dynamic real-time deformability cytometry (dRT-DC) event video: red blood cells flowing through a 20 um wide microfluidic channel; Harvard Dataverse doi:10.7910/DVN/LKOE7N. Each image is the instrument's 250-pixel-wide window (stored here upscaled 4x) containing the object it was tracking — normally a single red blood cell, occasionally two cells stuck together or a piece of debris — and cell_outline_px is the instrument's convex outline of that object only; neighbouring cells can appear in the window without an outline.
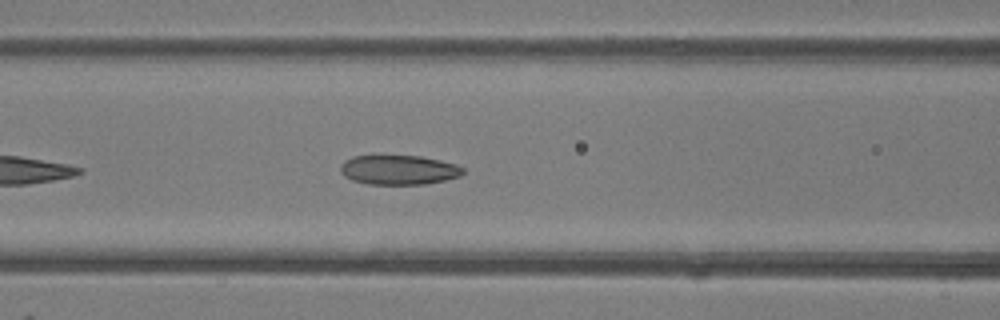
{"species": "common noctule bat (a hibernating species)", "species_latin": "Nyctalus noctula", "temperature_condition": "room temperature", "stored_images_in_passage": 11, "camera_frame_rate_fps": 3000, "um_per_image_px": 0.085, "animal": {"sex": "female"}, "frame": {"image": 1, "passage_image": 8, "time_ms": 2.333, "image_size_px": [1000, 320], "cell_outline_px": [[464, 172], [460, 176], [444, 180], [424, 184], [368, 184], [352, 180], [344, 176], [340, 172], [340, 164], [344, 160], [352, 156], [420, 156], [440, 160], [456, 164], [464, 168]], "centroid_in_image_um": [33.87, 14.44], "position_along_channel_um": 132.7, "area_um2": 21.1}}